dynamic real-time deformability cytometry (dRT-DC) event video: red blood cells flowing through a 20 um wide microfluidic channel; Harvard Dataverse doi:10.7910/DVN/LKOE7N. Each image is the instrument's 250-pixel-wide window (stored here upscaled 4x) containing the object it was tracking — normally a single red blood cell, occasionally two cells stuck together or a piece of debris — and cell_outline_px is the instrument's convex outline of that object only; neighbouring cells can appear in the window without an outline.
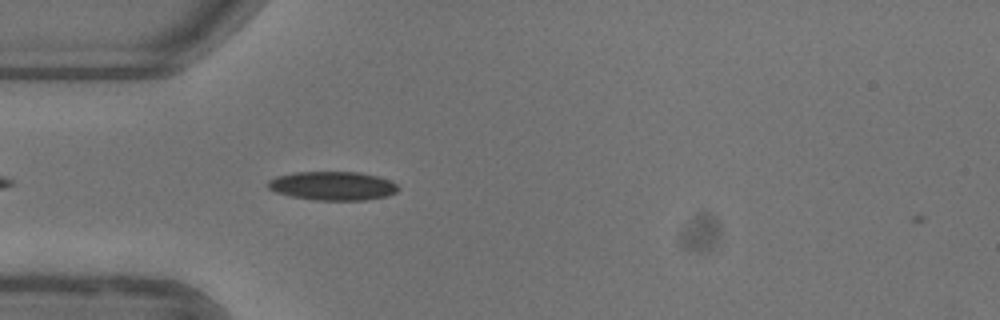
{"species": "common noctule bat (a hibernating species)", "species_latin": "Nyctalus noctula", "temperature_condition": "warm", "stored_images_in_passage": 4, "camera_frame_rate_fps": 3000, "um_per_image_px": 0.085, "animal": {"sex": "female"}, "frame": {"image": 1, "passage_image": 3, "time_ms": 0.667, "image_size_px": [1000, 320], "cell_outline_px": [[400, 188], [396, 192], [384, 196], [364, 200], [316, 200], [292, 196], [276, 192], [268, 188], [268, 180], [276, 176], [292, 172], [360, 172], [376, 176], [388, 180], [396, 184]], "centroid_in_image_um": [28.24, 15.79], "position_along_channel_um": 56.8, "area_um2": 21.68}}